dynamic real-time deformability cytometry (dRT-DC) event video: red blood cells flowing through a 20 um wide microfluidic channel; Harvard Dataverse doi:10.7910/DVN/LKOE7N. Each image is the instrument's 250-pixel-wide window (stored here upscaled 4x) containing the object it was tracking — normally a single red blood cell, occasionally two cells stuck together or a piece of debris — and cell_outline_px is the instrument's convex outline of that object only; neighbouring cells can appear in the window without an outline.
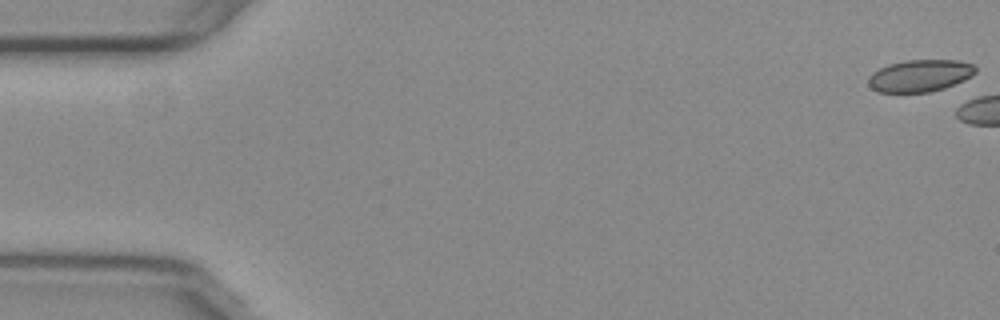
{"species": "common noctule bat (a hibernating species)", "species_latin": "Nyctalus noctula", "temperature_condition": "warm", "stored_images_in_passage": 5, "camera_frame_rate_fps": 3000, "um_per_image_px": 0.085, "animal": {"sex": "female", "body_mass_g": 29.2, "forearm_length_mm": 56.3}, "frame": {"image": 1, "passage_image": 1, "time_ms": 0.0, "image_size_px": [1000, 320], "cell_outline_px": [[976, 72], [972, 76], [964, 80], [944, 88], [928, 92], [876, 92], [868, 84], [868, 76], [872, 72], [888, 64], [904, 60], [956, 60], [972, 64], [976, 68]], "centroid_in_image_um": [78.17, 6.43], "position_along_channel_um": 6.8, "area_um2": 20.06}}